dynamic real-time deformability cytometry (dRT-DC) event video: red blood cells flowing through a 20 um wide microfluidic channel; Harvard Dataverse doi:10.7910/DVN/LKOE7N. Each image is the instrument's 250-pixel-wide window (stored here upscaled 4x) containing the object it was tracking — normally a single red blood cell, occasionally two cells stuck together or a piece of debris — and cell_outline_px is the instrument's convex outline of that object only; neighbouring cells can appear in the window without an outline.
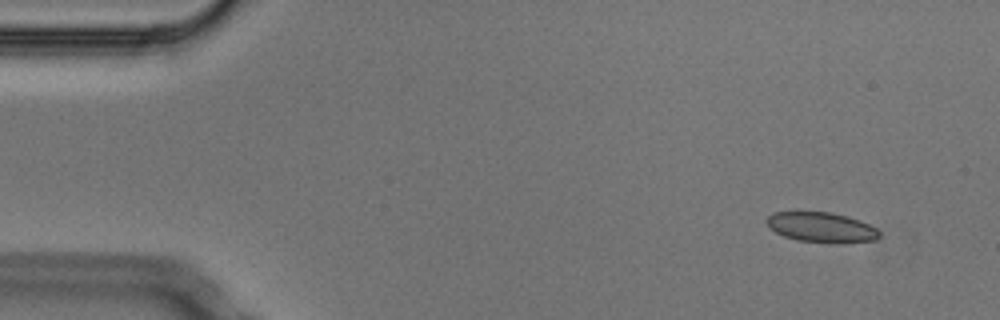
{"species": "Egyptian fruit bat (a non-hibernating species)", "species_latin": "Rousettus aegyptiacus", "temperature_condition": "cold", "stored_images_in_passage": 3, "camera_frame_rate_fps": 3000, "um_per_image_px": 0.085, "animal": {"sex": "male"}, "frame": {"image": 1, "passage_image": 1, "time_ms": 0.0, "image_size_px": [1000, 320], "cell_outline_px": [[880, 236], [876, 240], [796, 240], [784, 236], [768, 228], [764, 220], [772, 212], [832, 212], [848, 216], [860, 220], [876, 228], [880, 232]], "centroid_in_image_um": [69.73, 19.25], "position_along_channel_um": 15.3, "area_um2": 18.96}}